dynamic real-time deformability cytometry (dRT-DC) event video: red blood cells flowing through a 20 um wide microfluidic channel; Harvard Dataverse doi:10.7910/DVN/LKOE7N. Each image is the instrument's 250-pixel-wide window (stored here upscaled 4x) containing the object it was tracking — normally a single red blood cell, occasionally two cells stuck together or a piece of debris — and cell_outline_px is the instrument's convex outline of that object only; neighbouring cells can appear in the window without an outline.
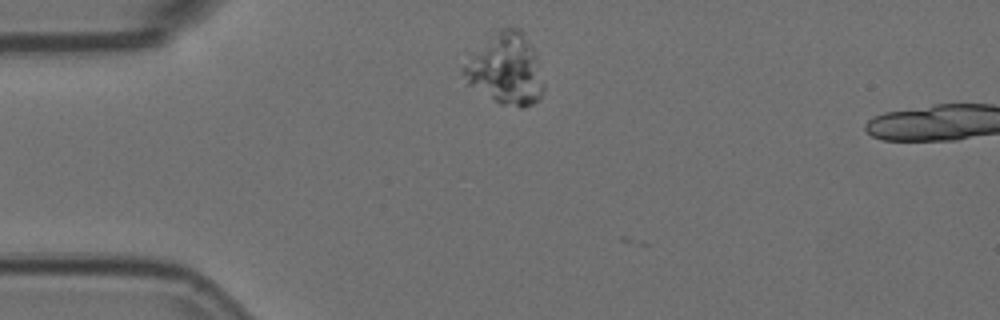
{"species": "Egyptian fruit bat (a non-hibernating species)", "species_latin": "Rousettus aegyptiacus", "temperature_condition": "room temperature", "stored_images_in_passage": 4, "camera_frame_rate_fps": 3000, "um_per_image_px": 0.085, "animal": {"sex": "female"}, "frame": {"image": 1, "passage_image": 3, "time_ms": 0.667, "image_size_px": [1000, 320], "cell_outline_px": [[544, 88], [540, 100], [524, 108], [520, 108], [500, 104], [468, 84], [460, 76], [460, 72], [468, 52], [500, 28], [520, 28], [536, 52], [544, 84]], "centroid_in_image_um": [42.95, 5.87], "position_along_channel_um": 42.1, "area_um2": 34.1}}